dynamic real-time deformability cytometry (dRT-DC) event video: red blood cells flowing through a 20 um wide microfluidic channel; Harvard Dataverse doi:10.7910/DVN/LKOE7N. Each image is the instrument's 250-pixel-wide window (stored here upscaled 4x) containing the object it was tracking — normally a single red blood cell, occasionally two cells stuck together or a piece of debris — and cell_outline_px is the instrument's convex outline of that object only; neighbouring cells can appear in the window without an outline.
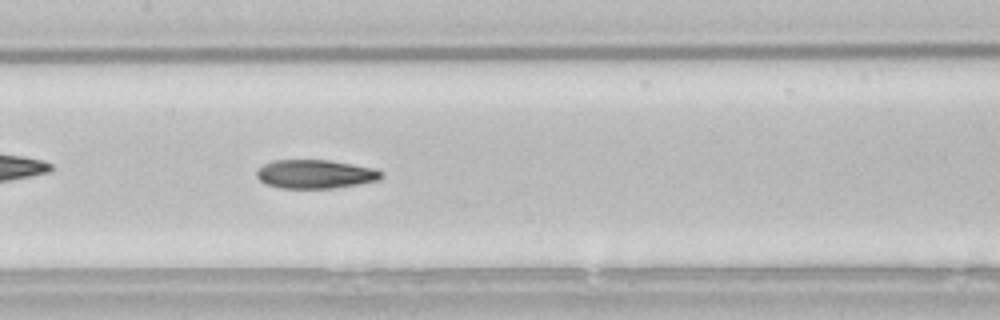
{"species": "common noctule bat (a hibernating species)", "species_latin": "Nyctalus noctula", "temperature_condition": "room temperature", "stored_images_in_passage": 39, "camera_frame_rate_fps": 3000, "um_per_image_px": 0.085, "animal": {"sex": "male", "body_mass_g": 21.5, "forearm_length_mm": 52.0}, "frame": {"image": 1, "passage_image": 12, "time_ms": 3.667, "image_size_px": [1000, 320], "cell_outline_px": [[384, 176], [376, 180], [356, 184], [332, 188], [280, 188], [264, 184], [256, 176], [256, 172], [264, 164], [272, 160], [328, 160], [376, 168]], "centroid_in_image_um": [26.75, 14.79], "position_along_channel_um": 180.6, "area_um2": 20.75}, "authors_computed_cell_mechanics": {"area_um2": 21.097, "velocity_mm_per_s": 3.8287, "shape_relaxation_time_tau1_ms": null, "shape_relaxation_time_tau2_ms": 5.44, "deformation_change_tau1": null, "deformation_change_tau2": 0.1376}}